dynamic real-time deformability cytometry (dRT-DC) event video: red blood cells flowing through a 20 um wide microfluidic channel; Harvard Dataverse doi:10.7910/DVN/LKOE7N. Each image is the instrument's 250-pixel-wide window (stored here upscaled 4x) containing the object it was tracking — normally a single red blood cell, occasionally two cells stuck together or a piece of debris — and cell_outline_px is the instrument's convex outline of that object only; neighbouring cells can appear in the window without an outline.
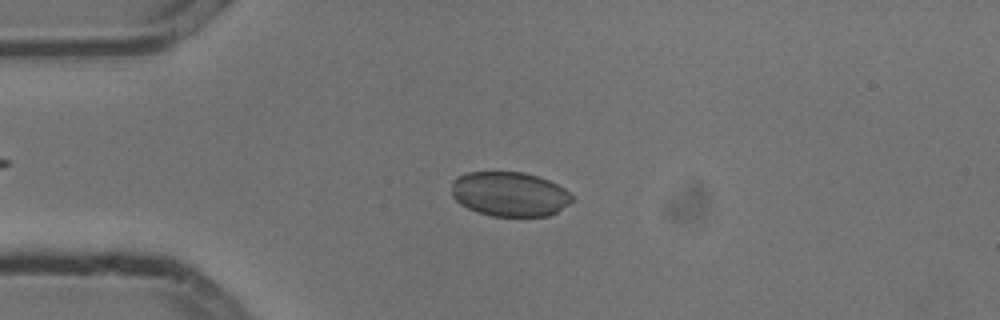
{"species": "common noctule bat (a hibernating species)", "species_latin": "Nyctalus noctula", "temperature_condition": "cold", "stored_images_in_passage": 6, "camera_frame_rate_fps": 3000, "um_per_image_px": 0.085, "animal": {"sex": "male", "body_mass_g": 13.3}, "frame": {"image": 1, "passage_image": 2, "time_ms": 0.333, "image_size_px": [1000, 320], "cell_outline_px": [[576, 200], [556, 212], [548, 216], [492, 216], [476, 212], [460, 204], [452, 196], [452, 180], [456, 176], [468, 172], [524, 172], [548, 180], [564, 188]], "centroid_in_image_um": [43.3, 16.5], "position_along_channel_um": 41.7, "area_um2": 31.44}}
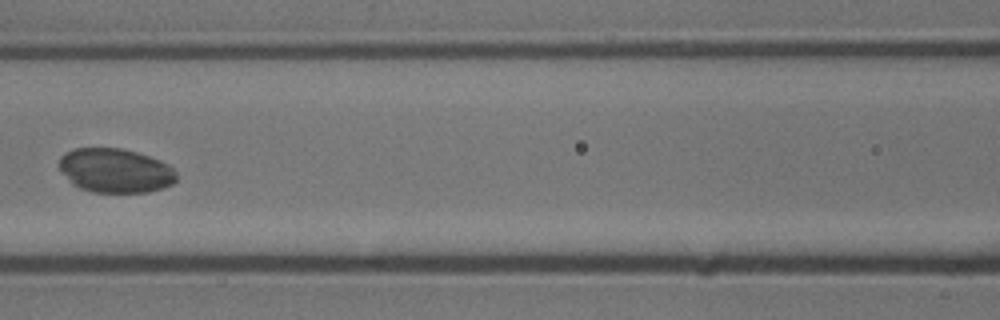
{"frame": {"image": 2, "passage_image": 5, "time_ms": 1.333, "image_size_px": [1000, 320], "cell_outline_px": [[176, 180], [172, 184], [164, 188], [148, 192], [92, 192], [80, 188], [72, 184], [60, 168], [60, 156], [76, 148], [120, 148], [136, 152], [160, 160], [168, 164], [176, 172]], "centroid_in_image_um": [9.83, 14.5], "position_along_channel_um": 156.8, "area_um2": 30.06}}
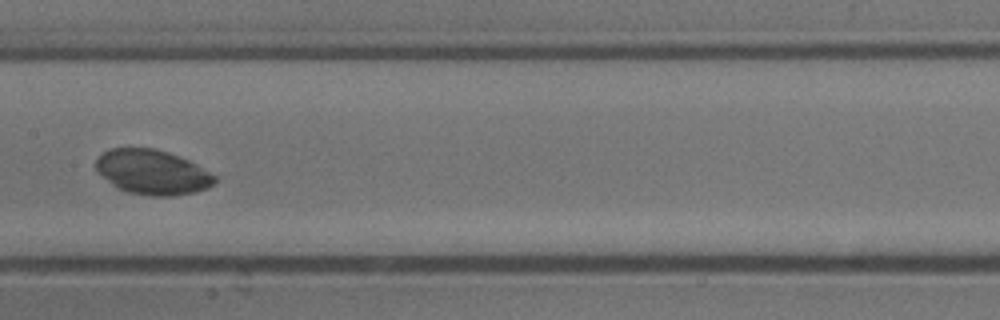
{"frame": {"image": 3, "passage_image": 6, "time_ms": 1.667, "image_size_px": [1000, 320], "cell_outline_px": [[216, 180], [208, 188], [196, 192], [172, 196], [152, 196], [128, 192], [120, 188], [108, 180], [96, 168], [96, 160], [108, 148], [156, 148], [168, 152], [188, 160], [196, 164], [216, 176]], "centroid_in_image_um": [12.99, 14.63], "position_along_channel_um": 194.4, "area_um2": 30.58}}